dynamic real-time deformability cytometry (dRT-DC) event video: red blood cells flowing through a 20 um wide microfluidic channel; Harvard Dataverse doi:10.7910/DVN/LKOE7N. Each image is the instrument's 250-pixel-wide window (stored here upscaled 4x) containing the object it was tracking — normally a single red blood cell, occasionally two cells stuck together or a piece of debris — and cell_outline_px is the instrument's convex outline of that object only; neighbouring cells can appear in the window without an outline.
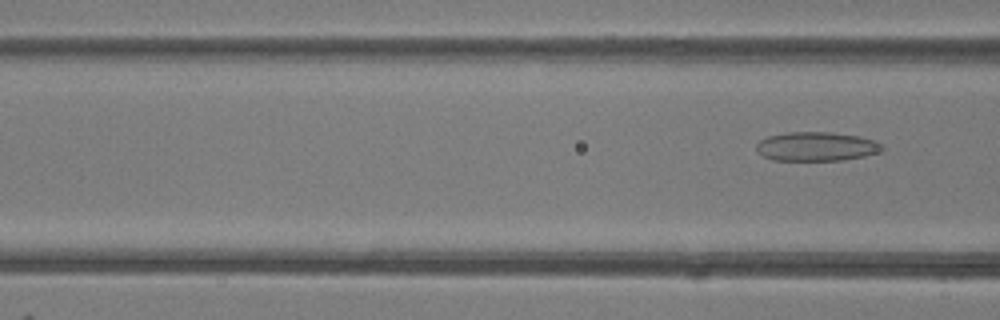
{"species": "common noctule bat (a hibernating species)", "species_latin": "Nyctalus noctula", "temperature_condition": "room temperature", "stored_images_in_passage": 4, "segment_of_instrument_passage": [2, 2], "camera_frame_rate_fps": 3000, "um_per_image_px": 0.085, "animal": {"sex": "female"}, "frame": {"image": 1, "passage_image": 4, "time_ms": 4.333, "image_size_px": [1000, 320], "cell_outline_px": [[884, 148], [876, 152], [864, 156], [844, 160], [772, 160], [756, 152], [756, 144], [760, 140], [768, 136], [788, 132], [832, 132], [860, 136], [876, 140], [884, 144]], "centroid_in_image_um": [69.4, 12.44], "position_along_channel_um": 97.2, "area_um2": 21.44}}